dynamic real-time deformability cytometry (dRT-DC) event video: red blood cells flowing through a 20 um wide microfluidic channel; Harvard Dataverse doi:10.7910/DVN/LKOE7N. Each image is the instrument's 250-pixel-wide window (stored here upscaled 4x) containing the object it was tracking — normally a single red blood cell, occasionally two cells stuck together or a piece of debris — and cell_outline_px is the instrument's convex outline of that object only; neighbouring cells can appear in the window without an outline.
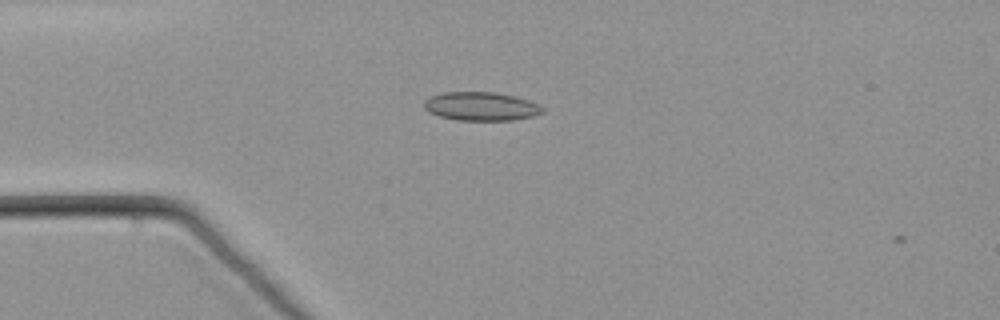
{"species": "common noctule bat (a hibernating species)", "species_latin": "Nyctalus noctula", "temperature_condition": "warm", "stored_images_in_passage": 7, "camera_frame_rate_fps": 3000, "um_per_image_px": 0.085, "animal": {"sex": "male", "body_mass_g": 21.5, "forearm_length_mm": 52.0}, "frame": {"image": 1, "passage_image": 4, "time_ms": 1.0, "image_size_px": [1000, 320], "cell_outline_px": [[544, 112], [536, 116], [512, 120], [456, 120], [440, 116], [428, 112], [424, 108], [424, 100], [428, 96], [444, 92], [496, 92], [516, 96], [528, 100], [544, 108]], "centroid_in_image_um": [40.88, 9.03], "position_along_channel_um": 44.1, "area_um2": 19.94}}